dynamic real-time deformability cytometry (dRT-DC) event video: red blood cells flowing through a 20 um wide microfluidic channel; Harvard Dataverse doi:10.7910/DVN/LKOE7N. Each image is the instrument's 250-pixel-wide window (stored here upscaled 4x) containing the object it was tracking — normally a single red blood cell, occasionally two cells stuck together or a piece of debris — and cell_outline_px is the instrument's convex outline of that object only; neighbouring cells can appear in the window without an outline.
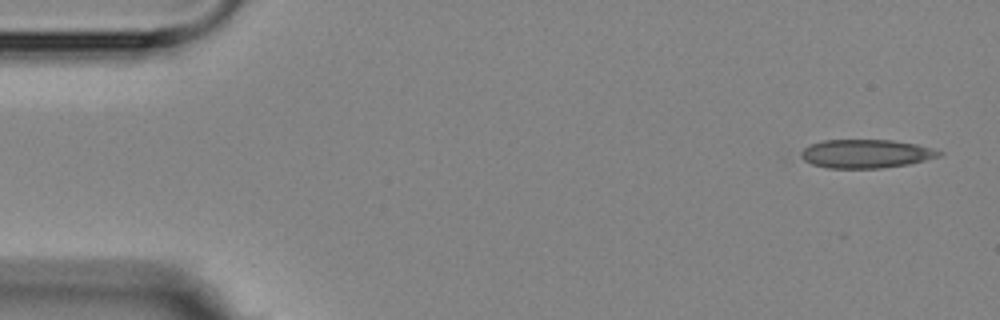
{"species": "Egyptian fruit bat (a non-hibernating species)", "species_latin": "Rousettus aegyptiacus", "temperature_condition": "room temperature", "stored_images_in_passage": 8, "camera_frame_rate_fps": 3000, "um_per_image_px": 0.085, "animal": {"sex": "female"}, "frame": {"image": 1, "passage_image": 1, "time_ms": 0.0, "image_size_px": [1000, 320], "cell_outline_px": [[944, 152], [940, 156], [908, 164], [880, 168], [828, 168], [812, 164], [804, 160], [800, 156], [800, 152], [804, 148], [812, 144], [824, 140], [892, 140], [916, 144]], "centroid_in_image_um": [73.59, 13.07], "position_along_channel_um": 11.4, "area_um2": 22.83}}
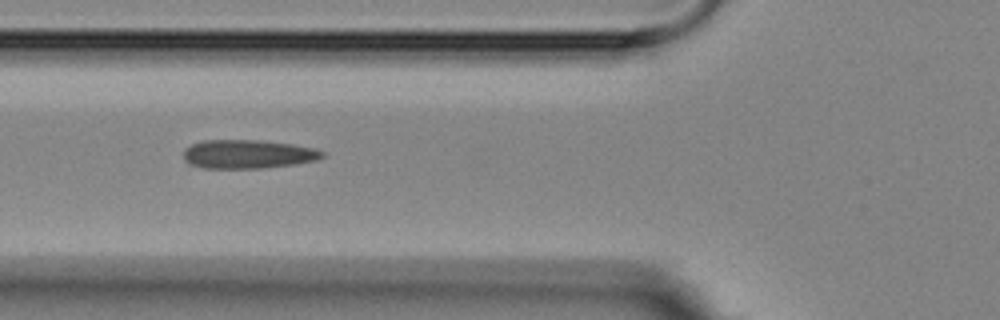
{"frame": {"image": 2, "passage_image": 6, "time_ms": 5.667, "image_size_px": [1000, 320], "cell_outline_px": [[324, 156], [316, 160], [292, 164], [260, 168], [204, 168], [188, 164], [184, 160], [184, 148], [192, 144], [204, 140], [256, 140], [292, 144], [316, 148], [324, 152]], "centroid_in_image_um": [21.04, 13.1], "position_along_channel_um": 104.8, "area_um2": 23.18}}
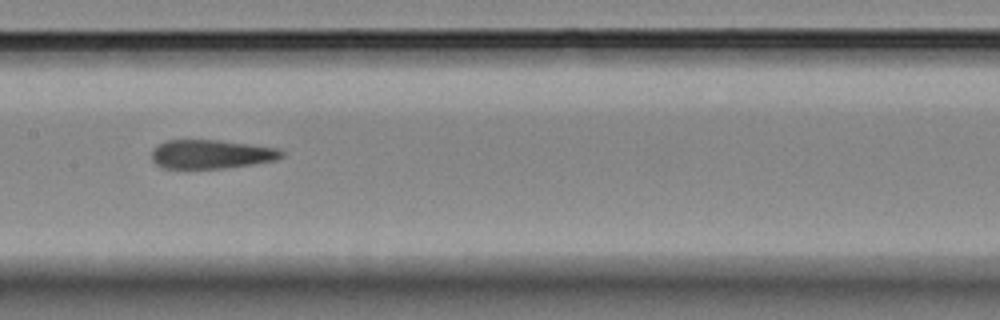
{"frame": {"image": 3, "passage_image": 8, "time_ms": 8.0, "image_size_px": [1000, 320], "cell_outline_px": [[284, 156], [276, 160], [252, 164], [224, 168], [164, 168], [156, 164], [152, 160], [152, 148], [168, 140], [220, 140], [280, 148], [284, 152]], "centroid_in_image_um": [17.98, 13.1], "position_along_channel_um": 189.4, "area_um2": 21.91}}